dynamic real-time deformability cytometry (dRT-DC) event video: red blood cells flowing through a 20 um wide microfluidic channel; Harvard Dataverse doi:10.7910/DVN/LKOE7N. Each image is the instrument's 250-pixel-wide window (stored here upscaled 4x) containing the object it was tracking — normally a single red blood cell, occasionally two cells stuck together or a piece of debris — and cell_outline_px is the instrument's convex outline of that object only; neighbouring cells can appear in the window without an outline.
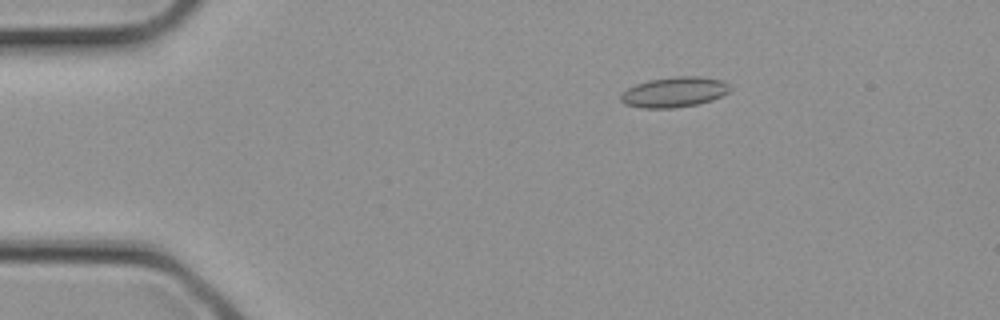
{"species": "common noctule bat (a hibernating species)", "species_latin": "Nyctalus noctula", "temperature_condition": "cold", "stored_images_in_passage": 7, "camera_frame_rate_fps": 3000, "um_per_image_px": 0.085, "animal": {"sex": "female", "body_mass_g": 21.9}, "frame": {"image": 1, "passage_image": 1, "time_ms": 0.0, "image_size_px": [1000, 320], "cell_outline_px": [[732, 88], [728, 92], [712, 100], [696, 104], [672, 108], [640, 108], [624, 104], [620, 100], [620, 96], [628, 88], [636, 84], [648, 80], [676, 76], [700, 76], [720, 80], [728, 84]], "centroid_in_image_um": [57.29, 7.83], "position_along_channel_um": 27.7, "area_um2": 19.19}}
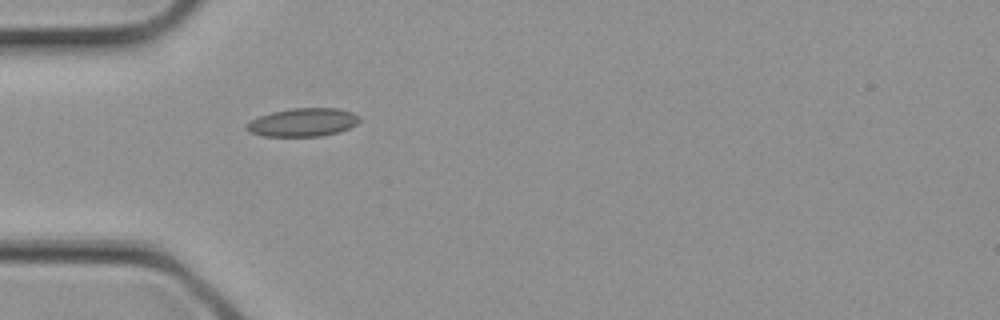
{"frame": {"image": 2, "passage_image": 5, "time_ms": 1.333, "image_size_px": [1000, 320], "cell_outline_px": [[360, 120], [356, 124], [340, 132], [320, 136], [264, 136], [248, 132], [244, 128], [252, 120], [260, 116], [272, 112], [292, 108], [340, 108], [352, 112], [360, 116]], "centroid_in_image_um": [25.77, 10.4], "position_along_channel_um": 59.2, "area_um2": 18.61}}
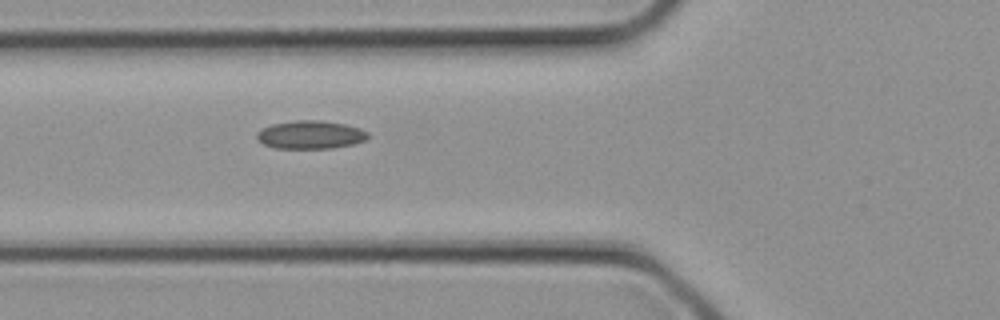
{"frame": {"image": 3, "passage_image": 7, "time_ms": 2.0, "image_size_px": [1000, 320], "cell_outline_px": [[368, 136], [364, 140], [352, 144], [332, 148], [276, 148], [264, 144], [256, 140], [256, 132], [272, 124], [296, 120], [320, 120], [344, 124], [360, 128], [368, 132]], "centroid_in_image_um": [26.36, 11.45], "position_along_channel_um": 99.4, "area_um2": 18.15}}